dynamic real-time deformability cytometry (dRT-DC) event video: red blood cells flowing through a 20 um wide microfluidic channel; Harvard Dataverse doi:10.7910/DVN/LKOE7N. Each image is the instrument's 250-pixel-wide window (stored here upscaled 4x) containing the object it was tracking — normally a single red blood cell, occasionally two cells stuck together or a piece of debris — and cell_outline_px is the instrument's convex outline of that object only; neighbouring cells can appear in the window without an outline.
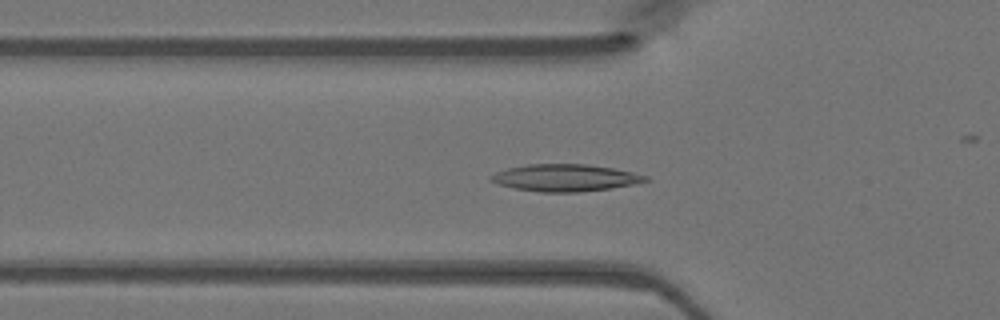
{"species": "Egyptian fruit bat (a non-hibernating species)", "species_latin": "Rousettus aegyptiacus", "temperature_condition": "warm", "stored_images_in_passage": 44, "camera_frame_rate_fps": 3000, "um_per_image_px": 0.085, "animal": {"sex": "female"}, "frame": {"image": 1, "passage_image": 11, "time_ms": 3.333, "image_size_px": [1000, 320], "cell_outline_px": [[652, 180], [612, 188], [580, 192], [540, 192], [516, 188], [500, 184], [488, 180], [488, 176], [496, 172], [508, 168], [528, 164], [588, 164], [612, 168], [632, 172], [648, 176]], "centroid_in_image_um": [48.05, 15.11], "position_along_channel_um": 77.8, "area_um2": 24.33}}
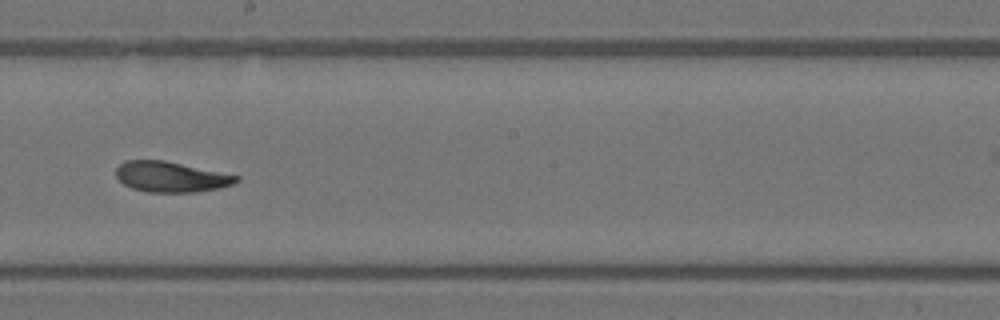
{"frame": {"image": 2, "passage_image": 22, "time_ms": 7.0, "image_size_px": [1000, 320], "cell_outline_px": [[240, 180], [232, 184], [220, 188], [196, 192], [148, 192], [132, 188], [124, 184], [116, 176], [116, 168], [124, 160], [164, 160], [240, 176]], "centroid_in_image_um": [14.53, 15.03], "position_along_channel_um": 233.7, "area_um2": 21.33}}
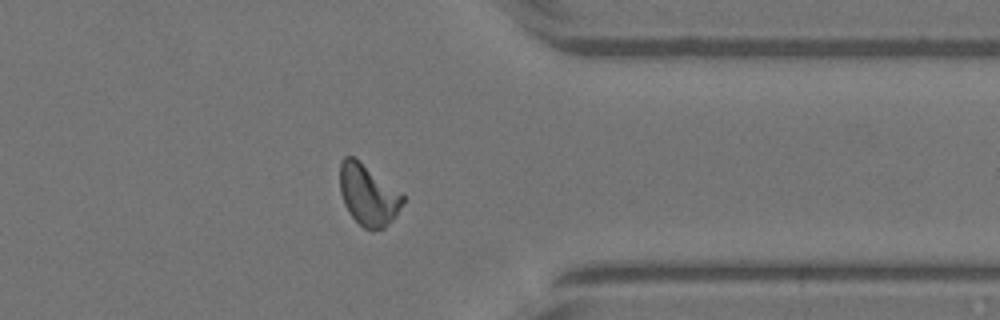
{"frame": {"image": 3, "passage_image": 33, "time_ms": 10.667, "image_size_px": [1000, 320], "cell_outline_px": [[404, 200], [392, 220], [384, 228], [372, 232], [364, 228], [348, 212], [344, 204], [340, 192], [340, 164], [344, 156], [352, 156], [404, 196]], "centroid_in_image_um": [31.25, 16.61], "position_along_channel_um": 380.1, "area_um2": 21.79}}